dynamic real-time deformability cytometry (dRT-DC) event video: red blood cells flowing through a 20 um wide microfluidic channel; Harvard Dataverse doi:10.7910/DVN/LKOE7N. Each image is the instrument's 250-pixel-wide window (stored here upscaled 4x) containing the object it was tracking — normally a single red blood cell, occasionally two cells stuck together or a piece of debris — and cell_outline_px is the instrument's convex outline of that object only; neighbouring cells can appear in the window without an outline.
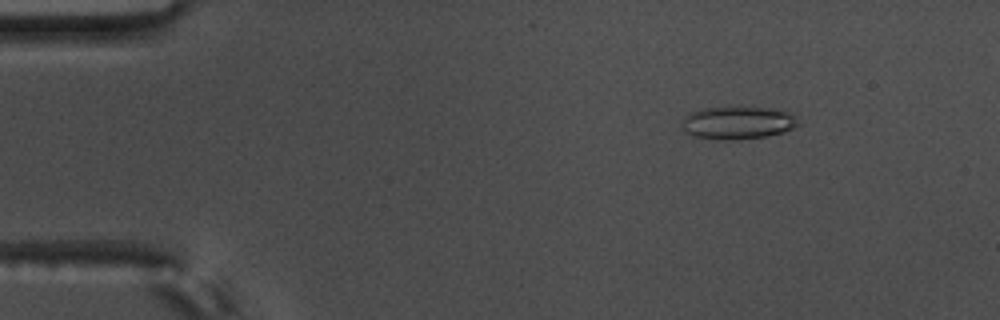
{"species": "common noctule bat (a hibernating species)", "species_latin": "Nyctalus noctula", "temperature_condition": "warm", "stored_images_in_passage": 51, "camera_frame_rate_fps": 3000, "um_per_image_px": 0.085, "animal": {"sex": "male", "body_mass_g": 17.5, "forearm_length_mm": 52.3}, "frame": {"image": 1, "passage_image": 2, "time_ms": 0.333, "image_size_px": [1000, 320], "cell_outline_px": [[804, 124], [796, 128], [784, 132], [768, 136], [732, 140], [720, 140], [692, 136], [684, 132], [684, 120], [688, 112], [704, 108], [744, 104], [772, 108], [788, 112]], "centroid_in_image_um": [62.77, 10.4], "position_along_channel_um": 22.2, "area_um2": 23.24}}
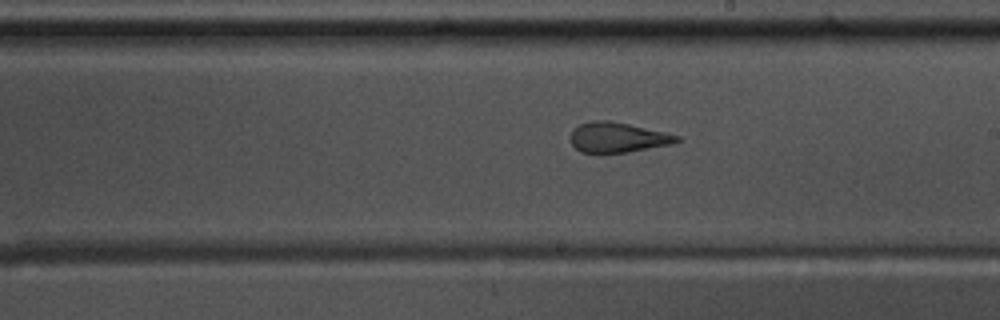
{"frame": {"image": 2, "passage_image": 27, "time_ms": 8.667, "image_size_px": [1000, 320], "cell_outline_px": [[680, 140], [672, 144], [628, 152], [580, 152], [572, 144], [568, 136], [572, 128], [580, 124], [592, 120], [608, 120], [628, 124], [664, 132], [680, 136]], "centroid_in_image_um": [52.45, 11.67], "position_along_channel_um": 236.6, "area_um2": 18.61}}
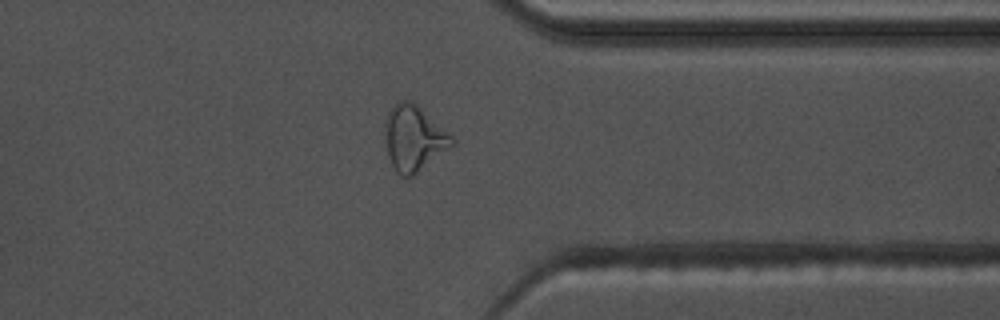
{"frame": {"image": 3, "passage_image": 39, "time_ms": 12.667, "image_size_px": [1000, 320], "cell_outline_px": [[456, 144], [412, 176], [400, 176], [396, 172], [388, 156], [384, 124], [388, 112], [400, 100], [412, 100], [452, 136], [456, 140]], "centroid_in_image_um": [35.18, 11.75], "position_along_channel_um": 376.2, "area_um2": 25.32}, "authors_computed_cell_mechanics": {"area_um2": 20.808, "velocity_mm_per_s": 3.5986, "shape_relaxation_time_tau1_ms": null, "shape_relaxation_time_tau2_ms": 1.4797, "deformation_change_tau1": null, "deformation_change_tau2": 0.1013}}